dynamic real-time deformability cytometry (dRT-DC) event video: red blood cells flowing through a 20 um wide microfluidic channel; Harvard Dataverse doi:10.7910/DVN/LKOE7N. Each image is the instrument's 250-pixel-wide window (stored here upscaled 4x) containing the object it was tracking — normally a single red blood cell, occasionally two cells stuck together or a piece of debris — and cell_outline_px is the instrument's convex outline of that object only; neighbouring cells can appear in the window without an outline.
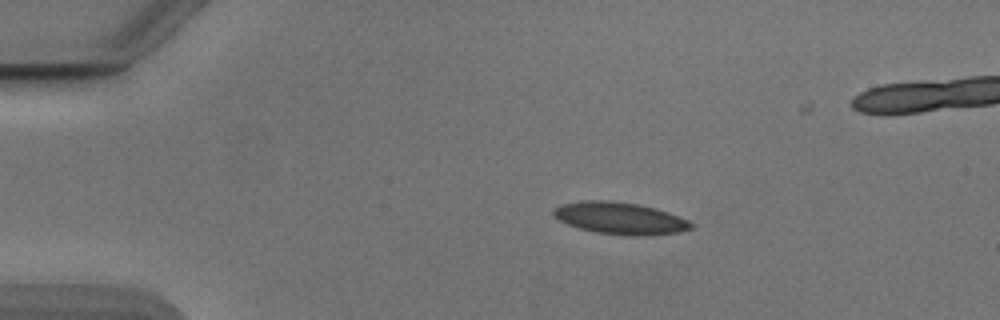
{"species": "Egyptian fruit bat (a non-hibernating species)", "species_latin": "Rousettus aegyptiacus", "temperature_condition": "cold", "stored_images_in_passage": 45, "camera_frame_rate_fps": 3000, "um_per_image_px": 0.085, "animal": {"sex": "male"}, "frame": {"image": 1, "passage_image": 10, "time_ms": 3.0, "image_size_px": [1000, 320], "cell_outline_px": [[696, 224], [692, 228], [680, 232], [652, 236], [628, 236], [596, 232], [580, 228], [568, 224], [552, 216], [552, 212], [556, 208], [564, 204], [584, 200], [608, 200], [636, 204], [656, 208], [668, 212], [688, 220]], "centroid_in_image_um": [52.76, 18.56], "position_along_channel_um": 32.2, "area_um2": 25.72}}
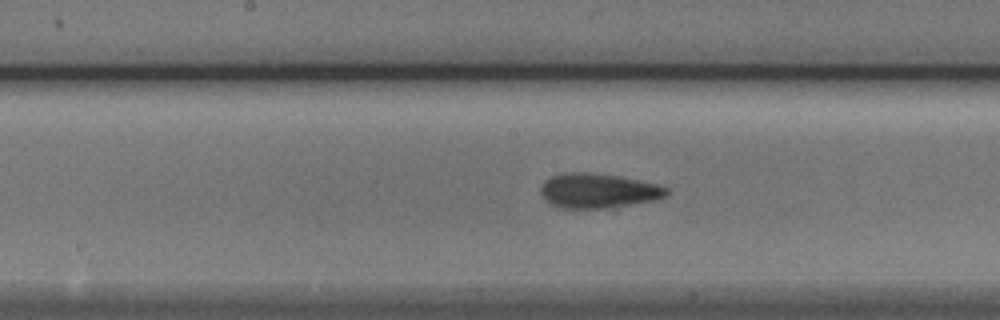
{"frame": {"image": 2, "passage_image": 27, "time_ms": 8.667, "image_size_px": [1000, 320], "cell_outline_px": [[668, 192], [664, 196], [652, 200], [604, 208], [560, 208], [544, 200], [540, 196], [540, 188], [544, 180], [552, 176], [564, 172], [584, 172], [620, 176], [656, 184], [668, 188]], "centroid_in_image_um": [50.75, 16.2], "position_along_channel_um": 197.4, "area_um2": 25.2}}
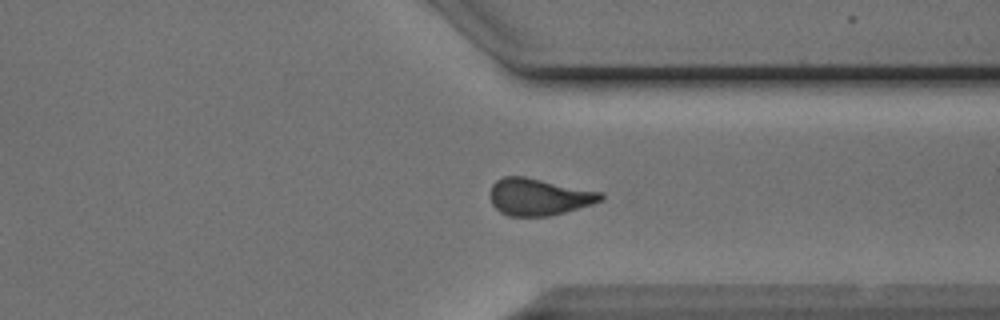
{"frame": {"image": 3, "passage_image": 40, "time_ms": 13.0, "image_size_px": [1000, 320], "cell_outline_px": [[604, 200], [592, 204], [564, 212], [548, 216], [508, 216], [500, 212], [492, 204], [488, 192], [492, 184], [496, 180], [504, 176], [524, 176], [600, 192], [604, 196]], "centroid_in_image_um": [45.75, 16.73], "position_along_channel_um": 365.7, "area_um2": 23.81}}